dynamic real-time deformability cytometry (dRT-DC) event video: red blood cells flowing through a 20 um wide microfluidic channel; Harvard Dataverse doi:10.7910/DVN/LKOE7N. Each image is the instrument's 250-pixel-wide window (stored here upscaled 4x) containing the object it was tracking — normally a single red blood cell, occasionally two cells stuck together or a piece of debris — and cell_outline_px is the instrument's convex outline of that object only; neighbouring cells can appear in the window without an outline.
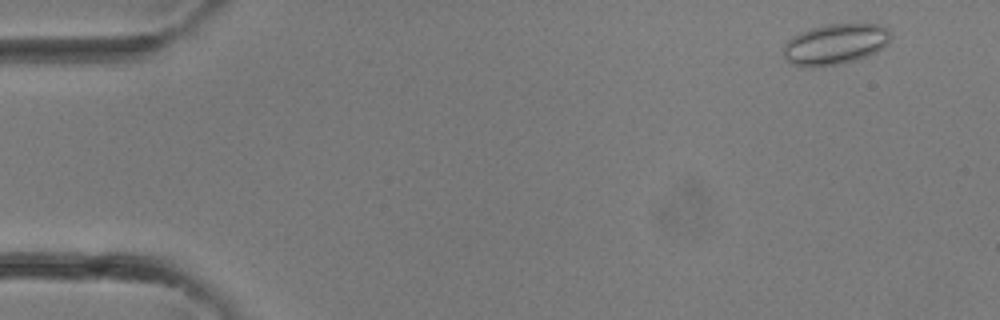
{"species": "common noctule bat (a hibernating species)", "species_latin": "Nyctalus noctula", "temperature_condition": "room temperature", "stored_images_in_passage": 33, "camera_frame_rate_fps": 3000, "um_per_image_px": 0.085, "animal": {"sex": "female"}, "frame": {"image": 1, "passage_image": 2, "time_ms": 0.333, "image_size_px": [1000, 320], "cell_outline_px": [[892, 32], [888, 44], [884, 48], [876, 52], [856, 60], [840, 64], [812, 68], [808, 68], [792, 64], [784, 56], [784, 44], [792, 36], [800, 32], [824, 24], [880, 24], [888, 28]], "centroid_in_image_um": [71.02, 3.76], "position_along_channel_um": 14.0, "area_um2": 25.78}}
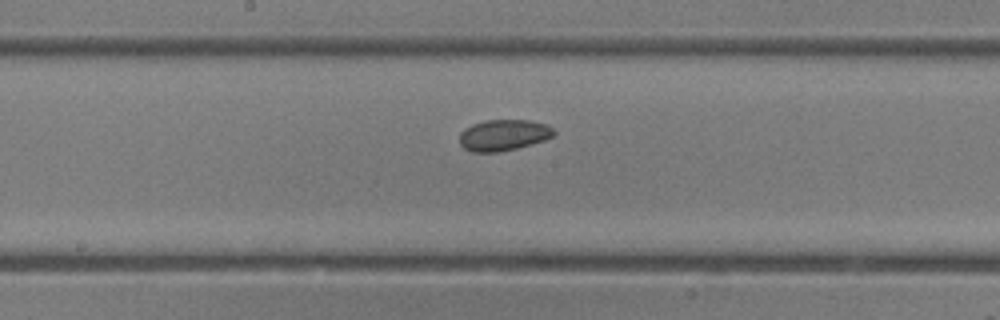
{"frame": {"image": 2, "passage_image": 17, "time_ms": 5.333, "image_size_px": [1000, 320], "cell_outline_px": [[556, 132], [552, 136], [544, 140], [532, 144], [500, 152], [472, 152], [464, 148], [460, 144], [460, 132], [464, 128], [472, 124], [484, 120], [532, 120], [544, 124], [552, 128]], "centroid_in_image_um": [42.77, 11.48], "position_along_channel_um": 205.4, "area_um2": 17.17}}
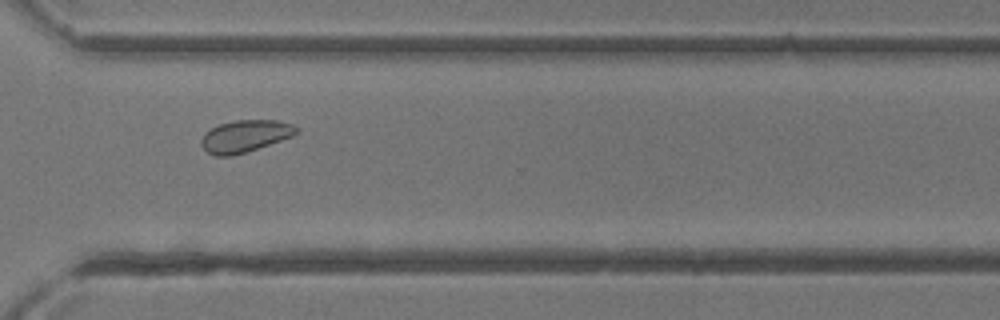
{"frame": {"image": 3, "passage_image": 24, "time_ms": 7.667, "image_size_px": [1000, 320], "cell_outline_px": [[300, 132], [292, 136], [232, 156], [216, 156], [208, 152], [200, 144], [200, 140], [204, 132], [220, 124], [236, 120], [276, 120], [292, 124]], "centroid_in_image_um": [20.8, 11.56], "position_along_channel_um": 349.8, "area_um2": 17.51}}